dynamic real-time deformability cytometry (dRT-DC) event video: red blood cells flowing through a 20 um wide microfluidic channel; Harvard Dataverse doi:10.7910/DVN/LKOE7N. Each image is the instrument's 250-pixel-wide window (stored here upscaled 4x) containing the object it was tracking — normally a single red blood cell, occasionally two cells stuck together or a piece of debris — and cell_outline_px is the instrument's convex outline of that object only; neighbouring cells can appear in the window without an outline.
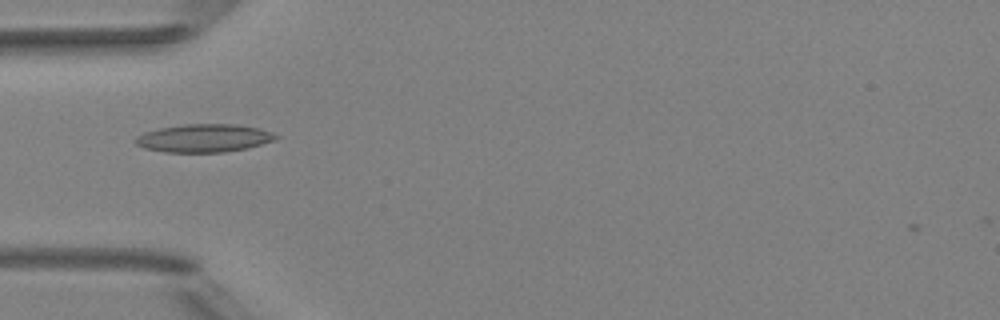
{"species": "Egyptian fruit bat (a non-hibernating species)", "species_latin": "Rousettus aegyptiacus", "temperature_condition": "room temperature", "stored_images_in_passage": 2, "camera_frame_rate_fps": 3000, "um_per_image_px": 0.085, "animal": {"sex": "female"}, "frame": {"image": 1, "passage_image": 2, "time_ms": 1.0, "image_size_px": [1000, 320], "cell_outline_px": [[280, 136], [276, 140], [248, 148], [224, 152], [164, 152], [144, 148], [136, 144], [136, 136], [144, 132], [160, 128], [184, 124], [236, 124], [260, 128], [272, 132]], "centroid_in_image_um": [17.37, 11.74], "position_along_channel_um": 67.6, "area_um2": 23.06}}